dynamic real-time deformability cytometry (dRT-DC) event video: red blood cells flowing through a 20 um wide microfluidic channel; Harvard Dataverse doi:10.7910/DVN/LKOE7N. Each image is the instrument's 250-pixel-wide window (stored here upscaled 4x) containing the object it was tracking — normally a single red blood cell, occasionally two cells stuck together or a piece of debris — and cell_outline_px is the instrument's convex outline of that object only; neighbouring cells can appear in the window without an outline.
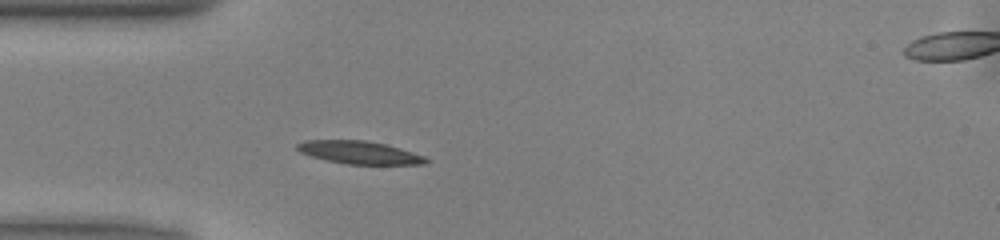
{"species": "common noctule bat (a hibernating species)", "species_latin": "Nyctalus noctula", "temperature_condition": "warm", "stored_images_in_passage": 42, "camera_frame_rate_fps": 3000, "um_per_image_px": 0.085, "animal": {"sex": "male", "body_mass_g": 13.0, "forearm_length_mm": 53.1}, "frame": {"image": 1, "passage_image": 6, "time_ms": 1.667, "image_size_px": [1000, 240], "cell_outline_px": [[428, 160], [424, 164], [348, 164], [324, 160], [300, 152], [296, 148], [296, 144], [304, 140], [368, 140], [400, 148], [424, 156]], "centroid_in_image_um": [30.5, 12.95], "position_along_channel_um": 54.5, "area_um2": 17.05}}
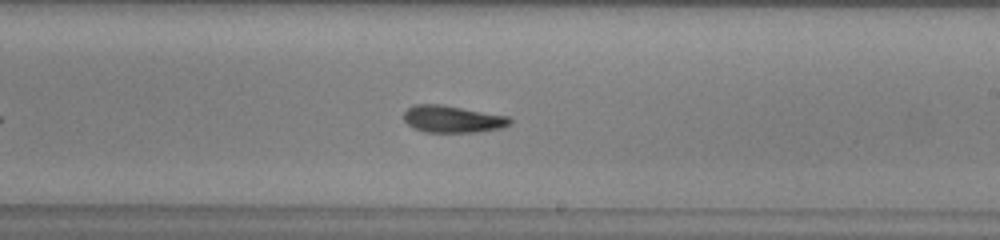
{"frame": {"image": 2, "passage_image": 21, "time_ms": 6.667, "image_size_px": [1000, 240], "cell_outline_px": [[512, 124], [504, 128], [476, 132], [424, 132], [412, 128], [404, 120], [404, 112], [408, 108], [416, 104], [440, 104], [508, 116], [512, 120]], "centroid_in_image_um": [38.48, 10.13], "position_along_channel_um": 250.5, "area_um2": 16.82}}
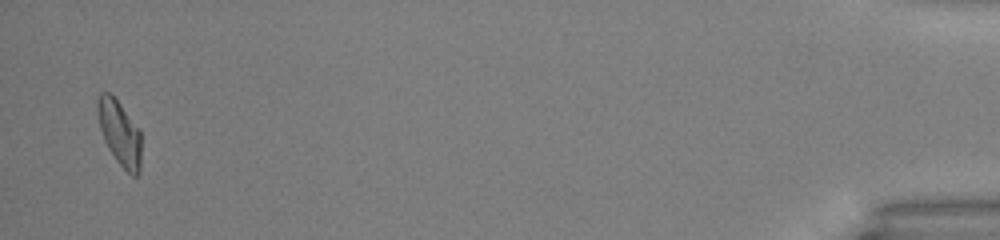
{"frame": {"image": 3, "passage_image": 41, "time_ms": 13.333, "image_size_px": [1000, 240], "cell_outline_px": [[140, 172], [136, 176], [132, 176], [116, 160], [108, 148], [104, 140], [100, 128], [96, 108], [96, 100], [100, 92], [108, 92], [120, 104], [140, 128]], "centroid_in_image_um": [10.15, 11.28], "position_along_channel_um": 425.0, "area_um2": 16.53}, "authors_computed_cell_mechanics": {"area_um2": 16.5886, "velocity_mm_per_s": 4.0352, "shape_relaxation_time_tau1_ms": null, "shape_relaxation_time_tau2_ms": 4.2655, "deformation_change_tau1": null, "deformation_change_tau2": 0.1231}}